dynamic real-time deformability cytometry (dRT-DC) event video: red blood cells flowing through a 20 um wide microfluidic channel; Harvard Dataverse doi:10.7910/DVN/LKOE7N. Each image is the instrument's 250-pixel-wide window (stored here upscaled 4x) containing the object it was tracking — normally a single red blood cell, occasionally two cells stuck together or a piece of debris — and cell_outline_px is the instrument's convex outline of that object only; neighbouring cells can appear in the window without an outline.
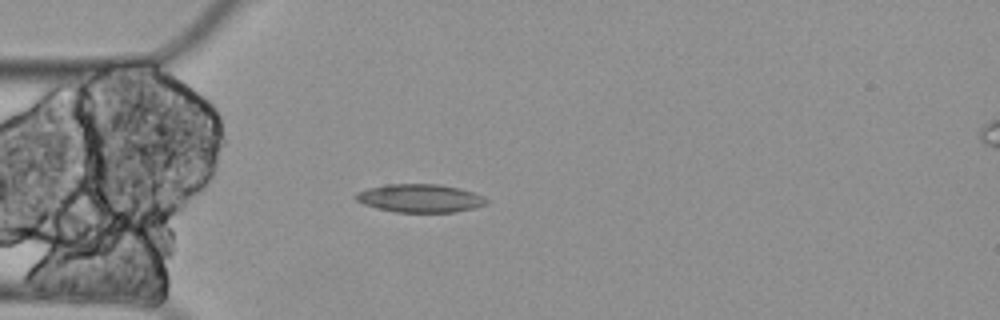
{"species": "Egyptian fruit bat (a non-hibernating species)", "species_latin": "Rousettus aegyptiacus", "temperature_condition": "cold", "stored_images_in_passage": 4, "camera_frame_rate_fps": 3000, "um_per_image_px": 0.085, "animal": {"sex": "female"}, "frame": {"image": 1, "passage_image": 4, "time_ms": 1.0, "image_size_px": [1000, 320], "cell_outline_px": [[488, 204], [456, 212], [396, 212], [376, 208], [364, 204], [356, 200], [352, 196], [356, 192], [368, 188], [384, 184], [440, 184], [460, 188], [476, 192], [484, 196], [488, 200]], "centroid_in_image_um": [35.7, 16.84], "position_along_channel_um": 49.3, "area_um2": 21.79}}